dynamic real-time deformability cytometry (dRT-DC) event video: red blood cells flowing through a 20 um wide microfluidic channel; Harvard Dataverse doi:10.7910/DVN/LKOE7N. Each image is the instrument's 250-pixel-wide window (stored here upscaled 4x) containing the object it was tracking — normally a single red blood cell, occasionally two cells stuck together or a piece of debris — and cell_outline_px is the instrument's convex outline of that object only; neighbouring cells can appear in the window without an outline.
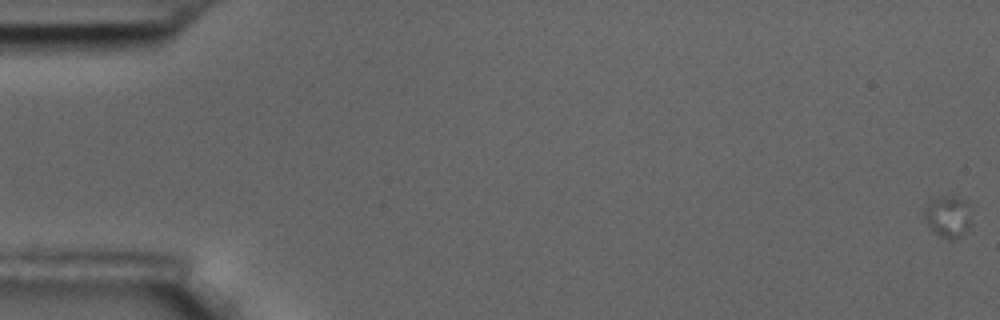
{"species": "common noctule bat (a hibernating species)", "species_latin": "Nyctalus noctula", "temperature_condition": "room temperature", "stored_images_in_passage": 34, "camera_frame_rate_fps": 3000, "um_per_image_px": 0.085, "animal": {"sex": "male", "body_mass_g": 17.5, "forearm_length_mm": 52.3}, "frame": {"image": 1, "passage_image": 1, "time_ms": 0.0, "image_size_px": [1000, 320], "cell_outline_px": [[968, 228], [960, 236], [952, 240], [936, 232], [928, 224], [924, 216], [924, 208], [932, 200], [944, 196], [956, 196], [964, 200], [968, 220]], "centroid_in_image_um": [80.52, 18.39], "position_along_channel_um": 4.5, "area_um2": 10.52}}
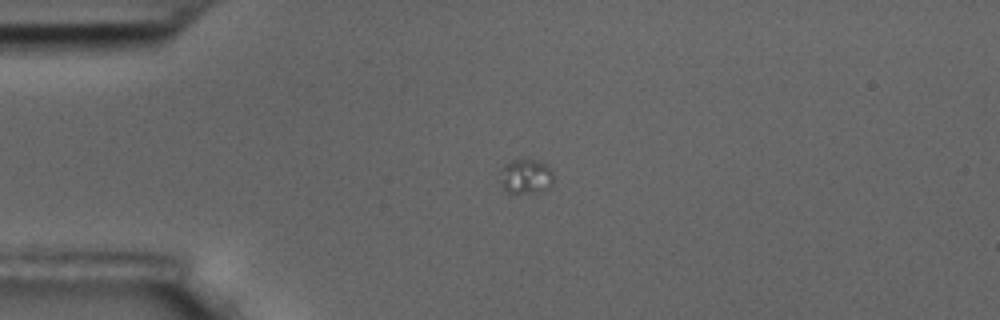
{"frame": {"image": 2, "passage_image": 18, "time_ms": 5.667, "image_size_px": [1000, 320], "cell_outline_px": [[552, 184], [548, 188], [540, 192], [512, 196], [508, 196], [500, 180], [500, 172], [504, 164], [520, 156], [540, 160], [548, 164], [552, 168]], "centroid_in_image_um": [44.68, 14.99], "position_along_channel_um": 40.3, "area_um2": 11.79}}